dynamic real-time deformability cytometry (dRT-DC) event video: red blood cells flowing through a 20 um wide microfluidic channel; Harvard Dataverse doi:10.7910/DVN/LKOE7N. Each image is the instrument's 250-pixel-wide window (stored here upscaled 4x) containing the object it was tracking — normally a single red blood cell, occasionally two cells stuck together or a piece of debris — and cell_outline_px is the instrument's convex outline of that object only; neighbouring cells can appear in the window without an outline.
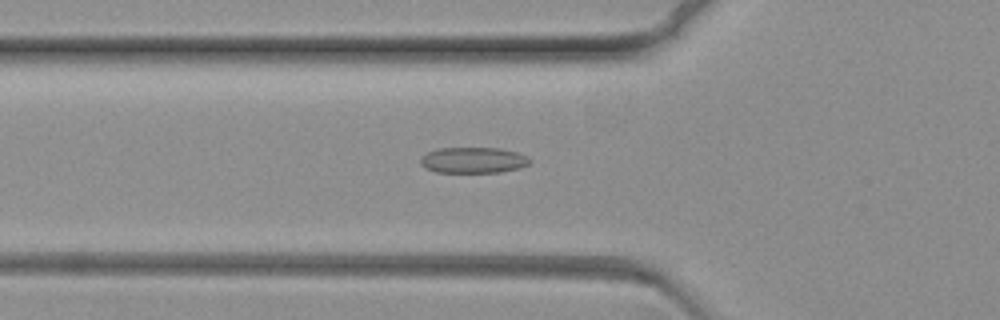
{"species": "common noctule bat (a hibernating species)", "species_latin": "Nyctalus noctula", "temperature_condition": "warm", "stored_images_in_passage": 62, "segment_of_instrument_passage": [1, 2], "camera_frame_rate_fps": 3000, "um_per_image_px": 0.085, "animal": {"sex": "female", "body_mass_g": 19.3, "forearm_length_mm": 54.1}, "frame": {"image": 1, "passage_image": 14, "time_ms": 4.333, "image_size_px": [1000, 320], "cell_outline_px": [[532, 160], [528, 164], [520, 168], [500, 172], [436, 172], [424, 168], [420, 164], [420, 156], [428, 152], [440, 148], [500, 148], [516, 152], [528, 156]], "centroid_in_image_um": [40.22, 13.61], "position_along_channel_um": 85.6, "area_um2": 16.59}}
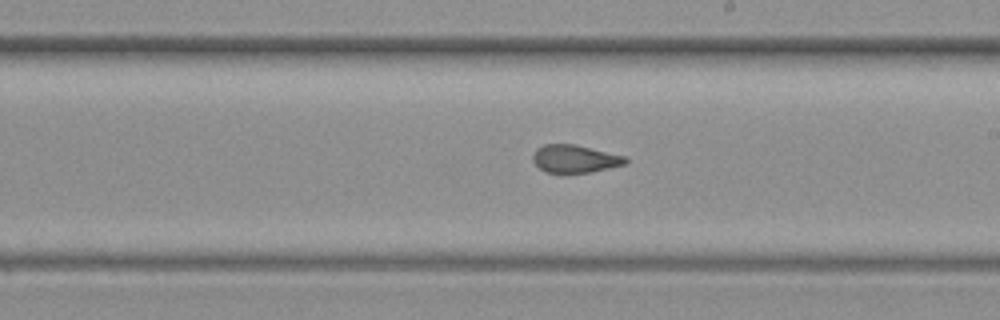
{"frame": {"image": 2, "passage_image": 30, "time_ms": 9.667, "image_size_px": [1000, 320], "cell_outline_px": [[628, 160], [624, 164], [592, 172], [564, 176], [544, 172], [532, 160], [532, 156], [536, 148], [544, 144], [576, 144], [624, 156]], "centroid_in_image_um": [48.8, 13.54], "position_along_channel_um": 240.2, "area_um2": 15.55}}
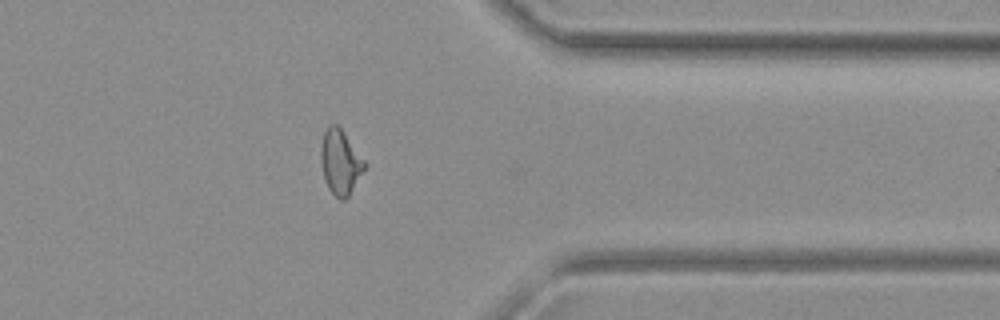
{"frame": {"image": 3, "passage_image": 46, "time_ms": 15.0, "image_size_px": [1000, 320], "cell_outline_px": [[364, 168], [348, 196], [344, 200], [340, 200], [328, 188], [324, 180], [320, 160], [320, 148], [324, 132], [328, 124], [336, 124], [344, 132], [364, 160]], "centroid_in_image_um": [28.88, 13.76], "position_along_channel_um": 382.5, "area_um2": 16.18}}